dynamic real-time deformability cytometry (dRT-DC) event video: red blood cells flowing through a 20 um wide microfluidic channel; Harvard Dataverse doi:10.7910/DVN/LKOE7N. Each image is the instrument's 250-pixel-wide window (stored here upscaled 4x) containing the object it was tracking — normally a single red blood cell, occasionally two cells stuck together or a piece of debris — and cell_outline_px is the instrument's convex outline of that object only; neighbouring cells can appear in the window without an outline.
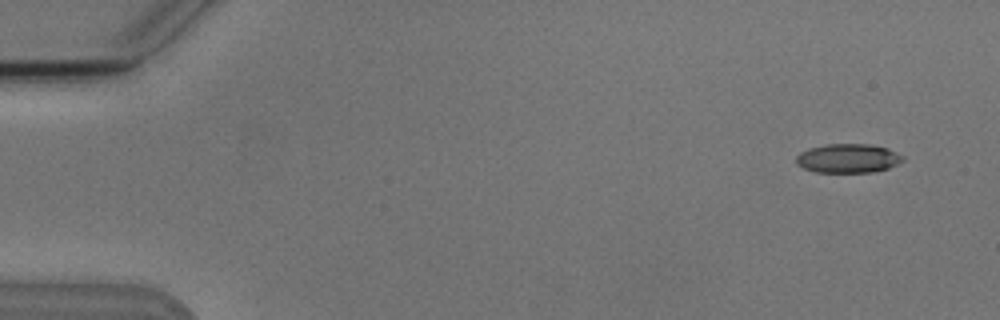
{"species": "Egyptian fruit bat (a non-hibernating species)", "species_latin": "Rousettus aegyptiacus", "temperature_condition": "cold", "stored_images_in_passage": 6, "camera_frame_rate_fps": 3000, "um_per_image_px": 0.085, "animal": {"sex": "male"}, "frame": {"image": 1, "passage_image": 1, "time_ms": 0.0, "image_size_px": [1000, 320], "cell_outline_px": [[904, 160], [888, 168], [872, 172], [816, 172], [804, 168], [796, 164], [796, 156], [800, 152], [808, 148], [824, 144], [868, 144], [888, 148], [904, 156]], "centroid_in_image_um": [72.06, 13.45], "position_along_channel_um": 12.9, "area_um2": 18.09}}